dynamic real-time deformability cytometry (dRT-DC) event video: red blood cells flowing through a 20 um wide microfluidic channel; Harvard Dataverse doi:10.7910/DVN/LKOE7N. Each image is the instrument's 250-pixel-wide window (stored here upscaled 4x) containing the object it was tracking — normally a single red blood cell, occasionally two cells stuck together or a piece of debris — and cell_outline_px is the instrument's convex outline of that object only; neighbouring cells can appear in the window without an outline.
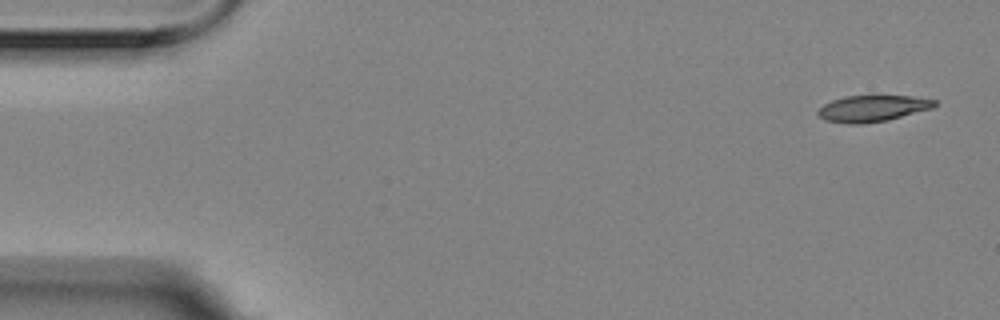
{"species": "Egyptian fruit bat (a non-hibernating species)", "species_latin": "Rousettus aegyptiacus", "temperature_condition": "room temperature", "stored_images_in_passage": 4, "camera_frame_rate_fps": 3000, "um_per_image_px": 0.085, "animal": {"sex": "female"}, "frame": {"image": 1, "passage_image": 1, "time_ms": 0.0, "image_size_px": [1000, 320], "cell_outline_px": [[936, 104], [932, 108], [888, 120], [864, 124], [848, 124], [824, 120], [816, 112], [824, 104], [832, 100], [844, 96], [912, 96], [936, 100]], "centroid_in_image_um": [74.14, 9.22], "position_along_channel_um": 10.9, "area_um2": 17.86}}
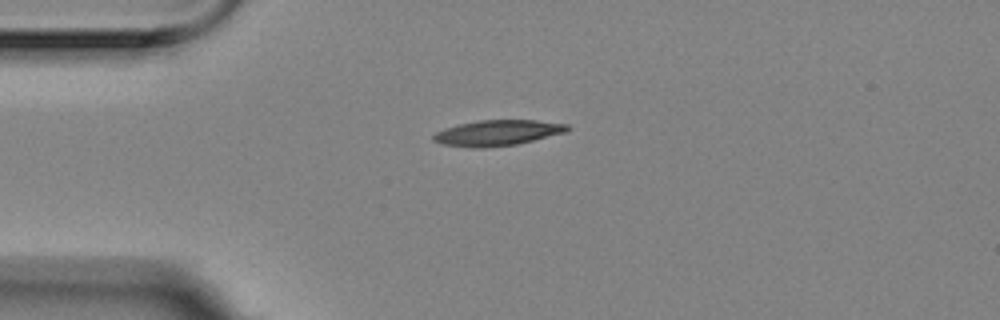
{"frame": {"image": 2, "passage_image": 4, "time_ms": 1.0, "image_size_px": [1000, 320], "cell_outline_px": [[572, 128], [568, 132], [516, 144], [484, 148], [476, 148], [444, 144], [432, 140], [432, 136], [436, 132], [444, 128], [460, 124], [480, 120], [536, 120], [568, 124]], "centroid_in_image_um": [42.33, 11.29], "position_along_channel_um": 42.7, "area_um2": 20.0}}